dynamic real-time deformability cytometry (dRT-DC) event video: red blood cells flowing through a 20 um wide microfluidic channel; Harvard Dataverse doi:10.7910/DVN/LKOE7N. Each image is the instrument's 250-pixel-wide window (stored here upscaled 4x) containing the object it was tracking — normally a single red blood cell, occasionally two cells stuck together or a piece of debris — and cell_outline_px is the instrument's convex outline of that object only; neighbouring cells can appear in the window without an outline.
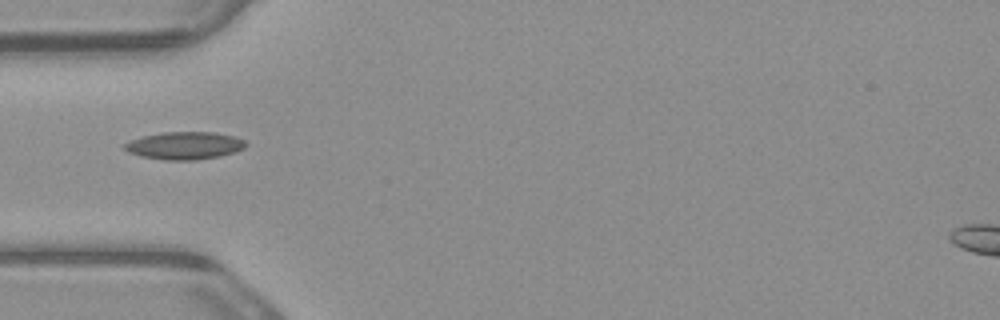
{"species": "common noctule bat (a hibernating species)", "species_latin": "Nyctalus noctula", "temperature_condition": "warm", "stored_images_in_passage": 4, "camera_frame_rate_fps": 3000, "um_per_image_px": 0.085, "animal": {"sex": "male", "body_mass_g": 23.1, "forearm_length_mm": 52.7}, "frame": {"image": 1, "passage_image": 4, "time_ms": 1.0, "image_size_px": [1000, 320], "cell_outline_px": [[248, 144], [244, 148], [236, 152], [220, 156], [196, 160], [164, 160], [140, 156], [128, 152], [124, 148], [124, 144], [132, 140], [144, 136], [164, 132], [212, 132], [232, 136], [244, 140]], "centroid_in_image_um": [15.71, 12.38], "position_along_channel_um": 69.3, "area_um2": 19.42}}